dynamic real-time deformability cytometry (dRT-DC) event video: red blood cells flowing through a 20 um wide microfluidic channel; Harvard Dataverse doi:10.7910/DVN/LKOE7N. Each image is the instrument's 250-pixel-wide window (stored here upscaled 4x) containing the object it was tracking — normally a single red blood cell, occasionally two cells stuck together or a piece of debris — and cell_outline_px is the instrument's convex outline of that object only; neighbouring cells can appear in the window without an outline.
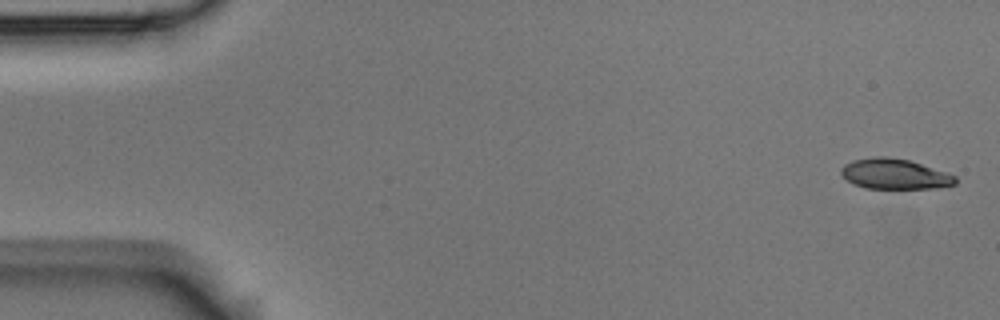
{"species": "Egyptian fruit bat (a non-hibernating species)", "species_latin": "Rousettus aegyptiacus", "temperature_condition": "room temperature", "stored_images_in_passage": 5, "camera_frame_rate_fps": 3000, "um_per_image_px": 0.085, "animal": {"sex": "male"}, "frame": {"image": 1, "passage_image": 1, "time_ms": 0.0, "image_size_px": [1000, 320], "cell_outline_px": [[956, 184], [936, 188], [864, 188], [848, 180], [840, 172], [840, 168], [844, 164], [852, 160], [872, 156], [888, 156], [908, 160], [948, 172], [956, 176]], "centroid_in_image_um": [76.05, 14.77], "position_along_channel_um": 9.0, "area_um2": 20.23}}
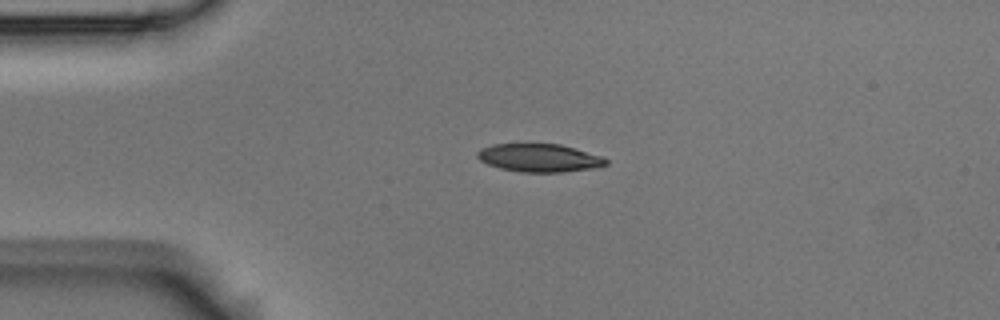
{"frame": {"image": 2, "passage_image": 4, "time_ms": 1.0, "image_size_px": [1000, 320], "cell_outline_px": [[608, 164], [596, 168], [564, 172], [520, 172], [500, 168], [488, 164], [480, 160], [476, 156], [476, 152], [480, 148], [492, 144], [560, 144], [604, 156], [608, 160]], "centroid_in_image_um": [45.86, 13.42], "position_along_channel_um": 39.1, "area_um2": 21.27}}